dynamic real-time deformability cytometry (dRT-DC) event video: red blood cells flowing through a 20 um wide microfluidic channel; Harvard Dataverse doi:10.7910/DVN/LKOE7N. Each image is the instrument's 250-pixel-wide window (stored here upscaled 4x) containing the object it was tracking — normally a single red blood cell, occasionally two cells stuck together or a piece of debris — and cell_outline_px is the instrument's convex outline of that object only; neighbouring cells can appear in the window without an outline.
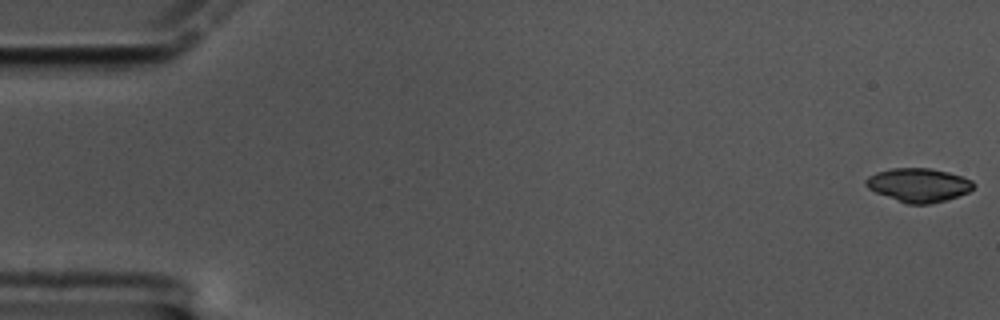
{"species": "common noctule bat (a hibernating species)", "species_latin": "Nyctalus noctula", "temperature_condition": "cold", "stored_images_in_passage": 60, "camera_frame_rate_fps": 3000, "um_per_image_px": 0.085, "animal": {"sex": "male", "body_mass_g": 17.5, "forearm_length_mm": 52.3}, "frame": {"image": 1, "passage_image": 1, "time_ms": 0.0, "image_size_px": [1000, 320], "cell_outline_px": [[976, 184], [968, 192], [944, 200], [928, 204], [908, 204], [876, 192], [868, 188], [864, 184], [864, 180], [868, 176], [876, 172], [892, 168], [932, 168], [948, 172], [972, 180]], "centroid_in_image_um": [78.05, 15.71], "position_along_channel_um": 6.9, "area_um2": 20.98}}
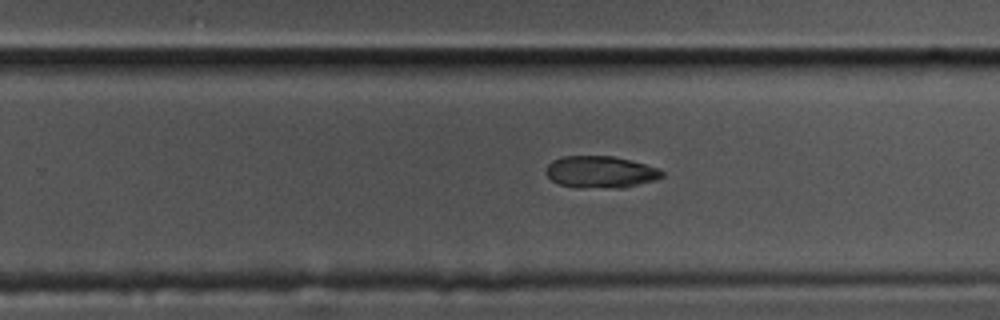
{"frame": {"image": 2, "passage_image": 38, "time_ms": 12.333, "image_size_px": [1000, 320], "cell_outline_px": [[664, 176], [656, 180], [624, 188], [576, 188], [560, 184], [552, 180], [544, 172], [548, 164], [552, 160], [560, 156], [612, 156], [660, 168], [664, 172]], "centroid_in_image_um": [51.04, 14.63], "position_along_channel_um": 278.8, "area_um2": 21.85}}
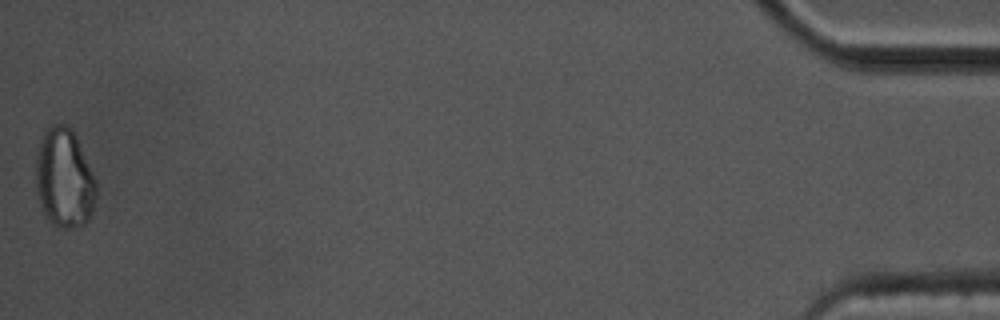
{"frame": {"image": 3, "passage_image": 60, "time_ms": 19.667, "image_size_px": [1000, 320], "cell_outline_px": [[96, 196], [92, 212], [88, 220], [84, 224], [72, 228], [60, 228], [52, 224], [44, 216], [40, 208], [36, 192], [36, 152], [40, 140], [44, 132], [52, 124], [64, 124], [72, 128], [76, 136], [96, 180]], "centroid_in_image_um": [5.44, 15.18], "position_along_channel_um": 429.8, "area_um2": 35.37}, "authors_computed_cell_mechanics": {"area_um2": 22.6865, "velocity_mm_per_s": 3.365, "shape_relaxation_time_tau1_ms": 6.1365, "shape_relaxation_time_tau2_ms": null, "deformation_change_tau1": 0.1182, "deformation_change_tau2": null}}